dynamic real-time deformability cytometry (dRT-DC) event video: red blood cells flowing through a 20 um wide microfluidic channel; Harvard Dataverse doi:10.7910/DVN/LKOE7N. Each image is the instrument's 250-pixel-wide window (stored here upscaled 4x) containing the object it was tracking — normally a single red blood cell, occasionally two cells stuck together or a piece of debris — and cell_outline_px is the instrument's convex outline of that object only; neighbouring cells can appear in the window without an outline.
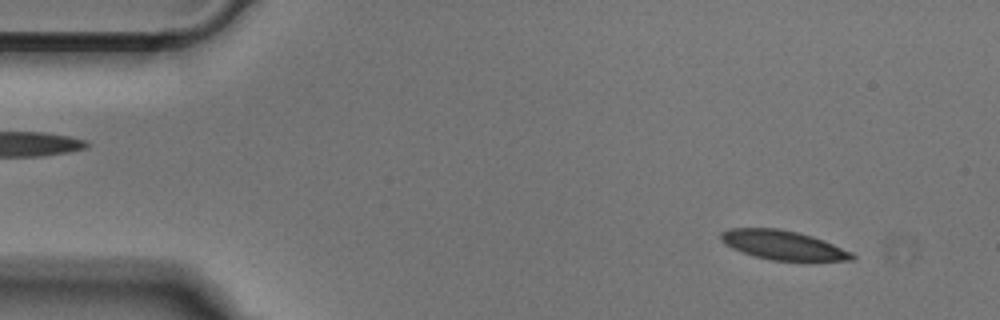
{"species": "Egyptian fruit bat (a non-hibernating species)", "species_latin": "Rousettus aegyptiacus", "temperature_condition": "cold", "stored_images_in_passage": 49, "camera_frame_rate_fps": 3000, "um_per_image_px": 0.085, "animal": {"sex": "male"}, "frame": {"image": 1, "passage_image": 3, "time_ms": 0.667, "image_size_px": [1000, 320], "cell_outline_px": [[856, 256], [852, 260], [772, 260], [756, 256], [732, 248], [724, 244], [720, 240], [720, 232], [728, 228], [780, 228], [812, 236], [824, 240], [852, 252]], "centroid_in_image_um": [66.52, 20.81], "position_along_channel_um": 18.5, "area_um2": 22.14}}
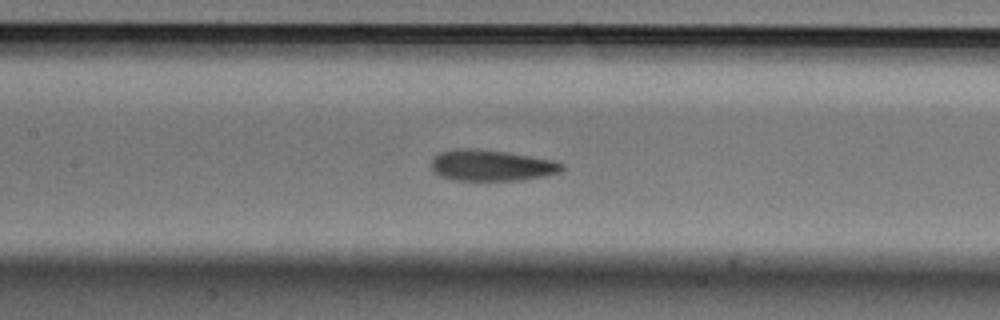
{"frame": {"image": 2, "passage_image": 21, "time_ms": 6.667, "image_size_px": [1000, 320], "cell_outline_px": [[564, 168], [560, 172], [548, 176], [524, 180], [452, 180], [440, 176], [432, 168], [432, 156], [440, 152], [456, 148], [472, 148], [508, 152], [556, 160], [564, 164]], "centroid_in_image_um": [41.82, 14.05], "position_along_channel_um": 165.6, "area_um2": 24.04}}
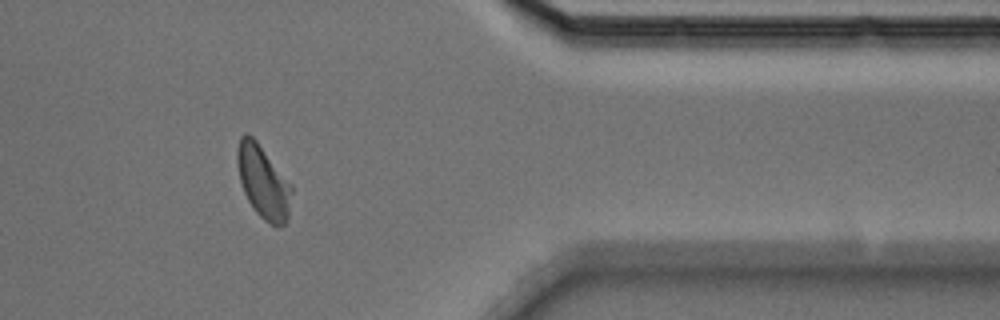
{"frame": {"image": 3, "passage_image": 40, "time_ms": 13.0, "image_size_px": [1000, 320], "cell_outline_px": [[292, 192], [288, 216], [284, 224], [276, 228], [264, 220], [256, 212], [248, 200], [244, 192], [240, 180], [236, 160], [236, 152], [240, 136], [244, 132], [248, 132], [256, 140], [292, 184]], "centroid_in_image_um": [22.37, 15.44], "position_along_channel_um": 389.0, "area_um2": 23.24}}